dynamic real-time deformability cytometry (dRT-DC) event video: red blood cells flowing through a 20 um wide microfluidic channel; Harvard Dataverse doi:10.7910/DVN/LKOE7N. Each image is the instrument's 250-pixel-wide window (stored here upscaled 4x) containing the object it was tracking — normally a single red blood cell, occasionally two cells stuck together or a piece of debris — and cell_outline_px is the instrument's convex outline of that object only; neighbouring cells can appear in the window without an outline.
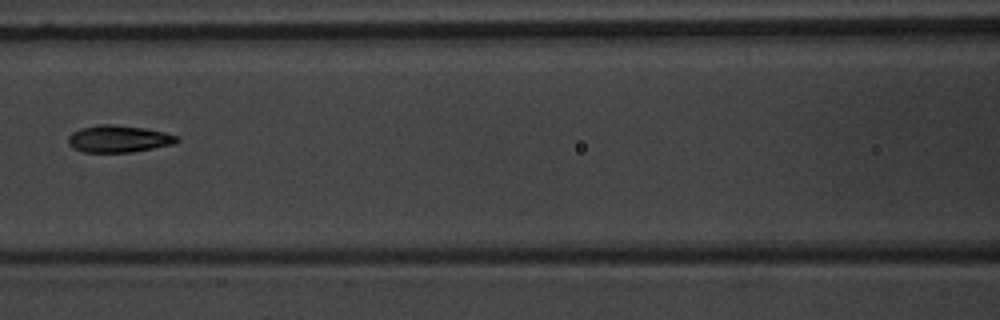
{"species": "common noctule bat (a hibernating species)", "species_latin": "Nyctalus noctula", "temperature_condition": "warm", "stored_images_in_passage": 5, "camera_frame_rate_fps": 3000, "um_per_image_px": 0.085, "animal": {"sex": "male", "body_mass_g": 20.1, "forearm_length_mm": 53.5}, "frame": {"image": 1, "passage_image": 3, "time_ms": 2.667, "image_size_px": [1000, 320], "cell_outline_px": [[180, 140], [172, 144], [132, 152], [84, 152], [72, 148], [68, 144], [68, 136], [72, 132], [80, 128], [100, 124], [112, 124], [144, 128], [164, 132], [180, 136]], "centroid_in_image_um": [10.06, 11.8], "position_along_channel_um": 156.5, "area_um2": 17.17}}
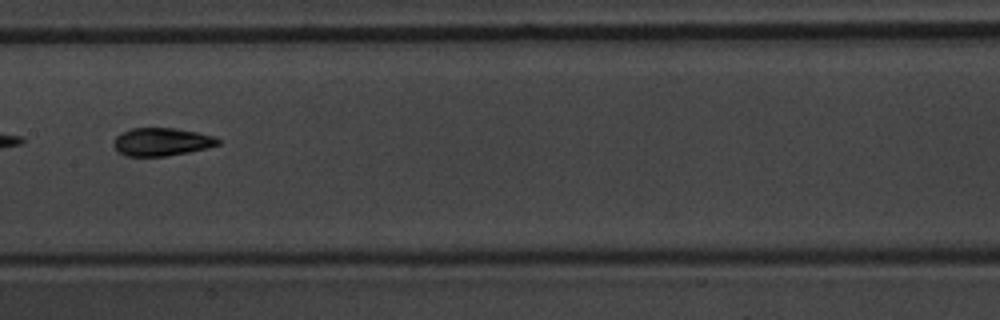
{"frame": {"image": 2, "passage_image": 4, "time_ms": 3.667, "image_size_px": [1000, 320], "cell_outline_px": [[220, 144], [208, 148], [188, 152], [164, 156], [124, 156], [112, 144], [112, 140], [120, 132], [132, 128], [172, 128], [196, 132], [216, 136], [220, 140]], "centroid_in_image_um": [13.73, 12.05], "position_along_channel_um": 193.7, "area_um2": 17.11}}
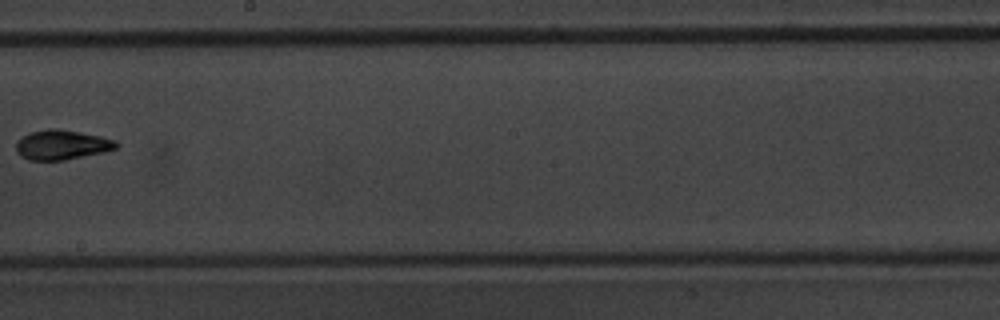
{"frame": {"image": 3, "passage_image": 5, "time_ms": 5.0, "image_size_px": [1000, 320], "cell_outline_px": [[120, 144], [116, 148], [104, 152], [64, 160], [28, 160], [20, 156], [16, 152], [16, 144], [24, 136], [32, 132], [48, 128], [56, 128], [80, 132], [100, 136], [116, 140]], "centroid_in_image_um": [5.27, 12.31], "position_along_channel_um": 242.9, "area_um2": 17.28}}